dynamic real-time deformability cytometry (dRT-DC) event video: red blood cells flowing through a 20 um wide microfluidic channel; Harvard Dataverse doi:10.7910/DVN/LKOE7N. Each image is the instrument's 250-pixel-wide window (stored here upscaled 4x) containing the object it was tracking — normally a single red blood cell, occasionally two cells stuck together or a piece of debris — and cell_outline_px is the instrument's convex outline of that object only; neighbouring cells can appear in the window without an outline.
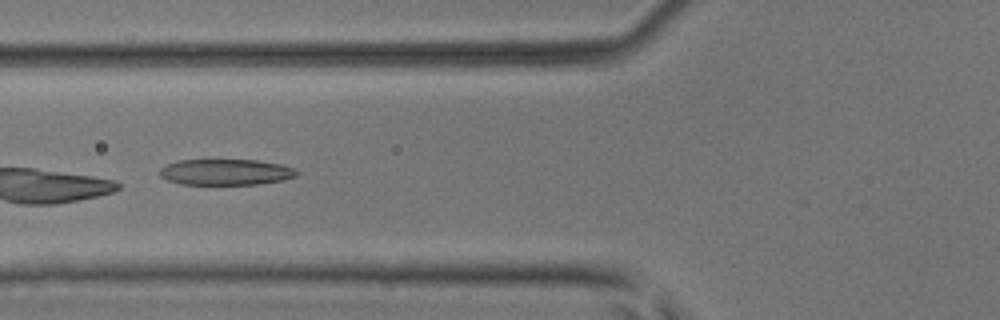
{"species": "common noctule bat (a hibernating species)", "species_latin": "Nyctalus noctula", "temperature_condition": "room temperature", "stored_images_in_passage": 6, "camera_frame_rate_fps": 3000, "um_per_image_px": 0.085, "animal": {"sex": "male", "body_mass_g": 17.9, "forearm_length_mm": 54.2}, "frame": {"image": 1, "passage_image": 6, "time_ms": 1.667, "image_size_px": [1000, 320], "cell_outline_px": [[300, 172], [296, 176], [284, 180], [260, 184], [180, 184], [168, 180], [160, 176], [160, 168], [168, 164], [180, 160], [256, 160], [284, 164], [296, 168]], "centroid_in_image_um": [19.26, 14.62], "position_along_channel_um": 106.5, "area_um2": 20.87}}